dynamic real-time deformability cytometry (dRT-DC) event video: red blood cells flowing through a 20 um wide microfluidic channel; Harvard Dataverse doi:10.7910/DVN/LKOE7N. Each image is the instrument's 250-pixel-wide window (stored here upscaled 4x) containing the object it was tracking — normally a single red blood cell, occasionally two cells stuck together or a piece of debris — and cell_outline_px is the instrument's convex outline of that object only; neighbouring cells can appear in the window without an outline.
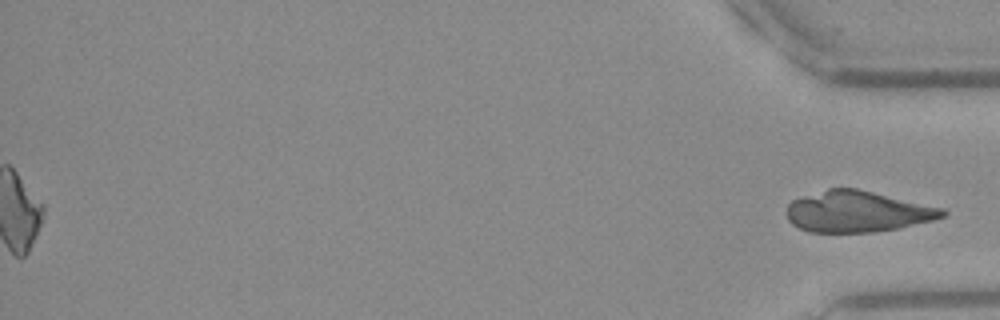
{"species": "Egyptian fruit bat (a non-hibernating species)", "species_latin": "Rousettus aegyptiacus", "temperature_condition": "warm", "stored_images_in_passage": 49, "segment_of_instrument_passage": [2, 2], "camera_frame_rate_fps": 3000, "um_per_image_px": 0.085, "frame": {"image": 1, "passage_image": 49, "time_ms": 16.0, "image_size_px": [1000, 320], "cell_outline_px": [[948, 212], [944, 216], [932, 220], [900, 228], [872, 232], [808, 232], [792, 224], [788, 220], [788, 204], [792, 200], [800, 196], [828, 188], [856, 188], [944, 208]], "centroid_in_image_um": [72.87, 17.98], "position_along_channel_um": 362.3, "area_um2": 37.34}}